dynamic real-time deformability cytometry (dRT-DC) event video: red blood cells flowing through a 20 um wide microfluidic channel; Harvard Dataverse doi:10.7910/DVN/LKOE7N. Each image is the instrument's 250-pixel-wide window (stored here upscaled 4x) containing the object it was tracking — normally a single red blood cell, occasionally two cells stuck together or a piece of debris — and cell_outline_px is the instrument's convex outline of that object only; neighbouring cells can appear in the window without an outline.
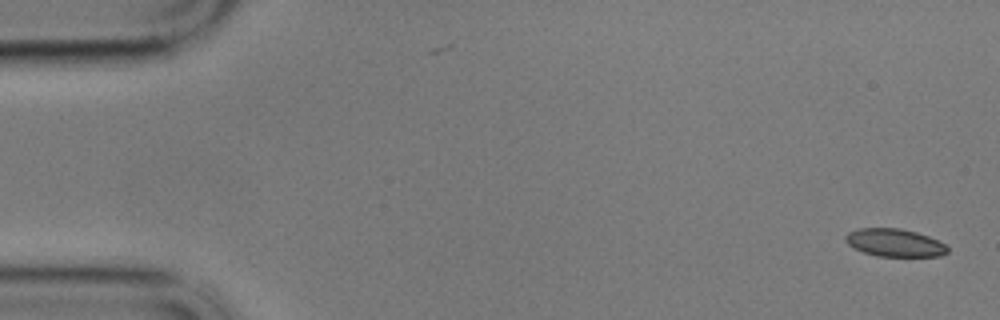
{"species": "common noctule bat (a hibernating species)", "species_latin": "Nyctalus noctula", "temperature_condition": "cold", "stored_images_in_passage": 54, "camera_frame_rate_fps": 3000, "um_per_image_px": 0.085, "animal": {"sex": "male", "body_mass_g": 17.9}, "frame": {"image": 1, "passage_image": 1, "time_ms": 0.0, "image_size_px": [1000, 320], "cell_outline_px": [[948, 252], [940, 256], [876, 256], [864, 252], [848, 244], [844, 240], [844, 236], [848, 232], [856, 228], [900, 228], [916, 232], [928, 236], [944, 244], [948, 248]], "centroid_in_image_um": [76.01, 20.62], "position_along_channel_um": 9.0, "area_um2": 16.47}}
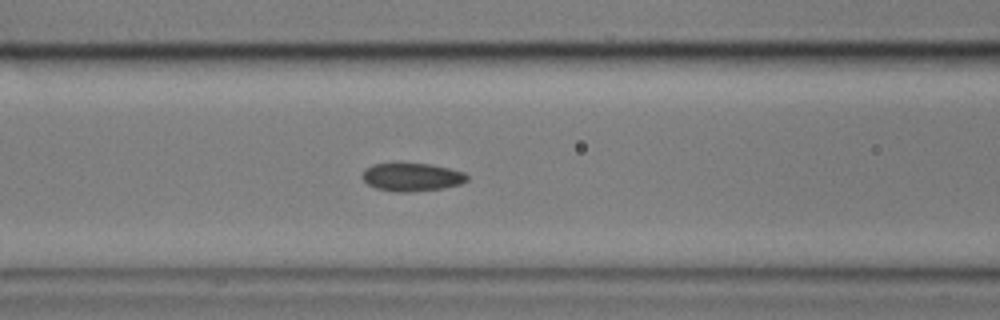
{"frame": {"image": 2, "passage_image": 23, "time_ms": 7.333, "image_size_px": [1000, 320], "cell_outline_px": [[468, 180], [460, 184], [444, 188], [408, 192], [396, 192], [376, 188], [368, 184], [360, 176], [372, 164], [432, 164], [464, 172], [468, 176]], "centroid_in_image_um": [35.03, 15.06], "position_along_channel_um": 131.6, "area_um2": 16.99}}
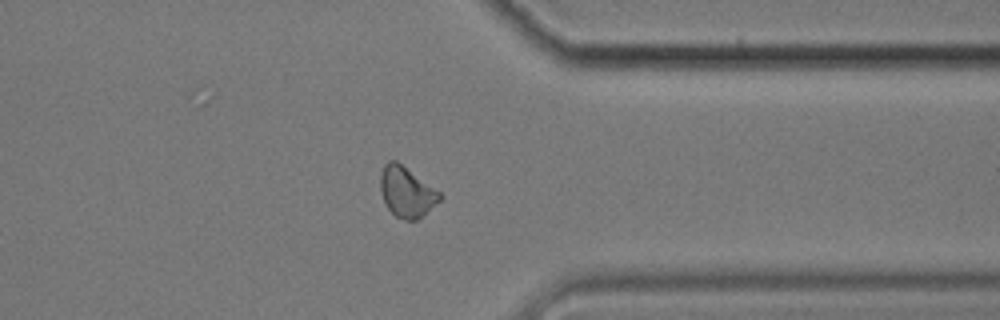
{"frame": {"image": 3, "passage_image": 45, "time_ms": 14.667, "image_size_px": [1000, 320], "cell_outline_px": [[444, 196], [440, 200], [416, 220], [404, 220], [396, 216], [384, 204], [380, 192], [380, 172], [384, 164], [388, 160], [396, 160], [440, 192]], "centroid_in_image_um": [34.52, 16.3], "position_along_channel_um": 376.9, "area_um2": 17.4}}